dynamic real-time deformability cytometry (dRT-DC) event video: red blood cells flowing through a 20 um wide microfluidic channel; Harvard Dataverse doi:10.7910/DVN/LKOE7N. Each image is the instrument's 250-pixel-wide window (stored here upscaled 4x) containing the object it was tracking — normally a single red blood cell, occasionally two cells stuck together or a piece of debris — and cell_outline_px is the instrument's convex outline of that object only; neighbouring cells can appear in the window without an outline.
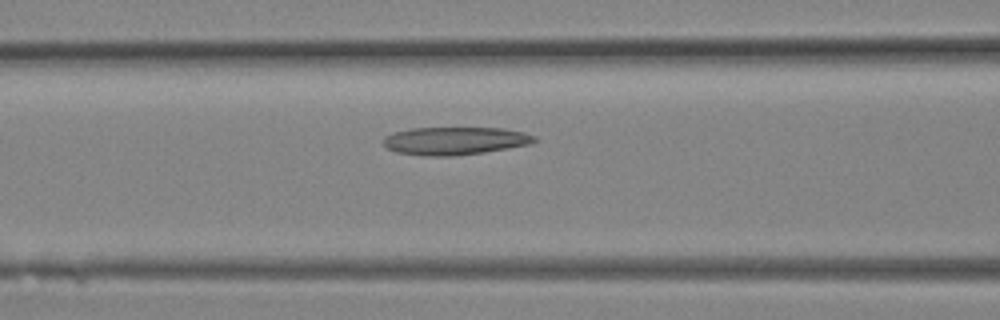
{"species": "Egyptian fruit bat (a non-hibernating species)", "species_latin": "Rousettus aegyptiacus", "temperature_condition": "room temperature", "stored_images_in_passage": 13, "camera_frame_rate_fps": 3000, "um_per_image_px": 0.085, "animal": {"sex": "female"}, "frame": {"image": 1, "passage_image": 11, "time_ms": 3.333, "image_size_px": [1000, 320], "cell_outline_px": [[536, 140], [532, 144], [484, 152], [456, 156], [424, 156], [396, 152], [388, 148], [384, 144], [384, 136], [392, 132], [412, 128], [504, 128], [524, 132], [536, 136]], "centroid_in_image_um": [38.68, 11.97], "position_along_channel_um": 127.9, "area_um2": 24.68}}
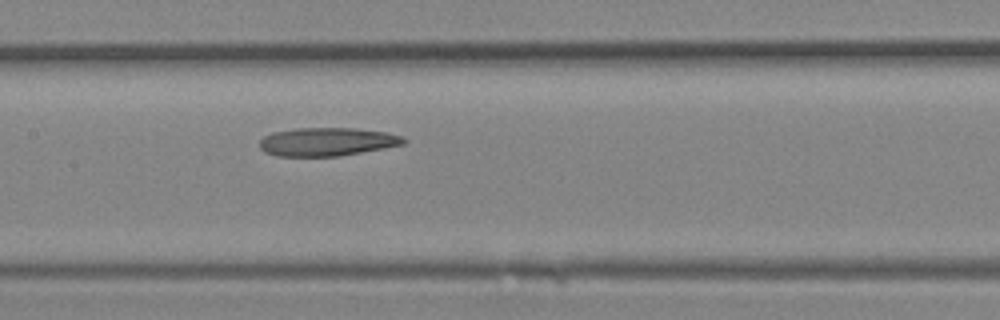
{"frame": {"image": 2, "passage_image": 13, "time_ms": 4.0, "image_size_px": [1000, 320], "cell_outline_px": [[408, 140], [404, 144], [384, 148], [340, 156], [276, 156], [264, 152], [260, 148], [260, 140], [264, 136], [272, 132], [296, 128], [356, 128], [388, 132], [400, 136]], "centroid_in_image_um": [27.8, 12.05], "position_along_channel_um": 179.6, "area_um2": 23.93}}